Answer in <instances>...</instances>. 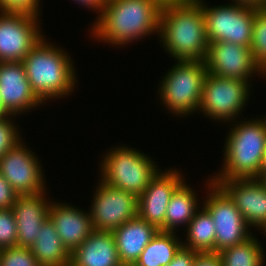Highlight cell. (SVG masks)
<instances>
[{
	"label": "cell",
	"instance_id": "obj_1",
	"mask_svg": "<svg viewBox=\"0 0 266 266\" xmlns=\"http://www.w3.org/2000/svg\"><path fill=\"white\" fill-rule=\"evenodd\" d=\"M161 7L158 0H106L92 26V37L125 46L151 33L159 34Z\"/></svg>",
	"mask_w": 266,
	"mask_h": 266
},
{
	"label": "cell",
	"instance_id": "obj_2",
	"mask_svg": "<svg viewBox=\"0 0 266 266\" xmlns=\"http://www.w3.org/2000/svg\"><path fill=\"white\" fill-rule=\"evenodd\" d=\"M158 35L162 47L175 60L205 61L209 41L198 1L163 4Z\"/></svg>",
	"mask_w": 266,
	"mask_h": 266
},
{
	"label": "cell",
	"instance_id": "obj_3",
	"mask_svg": "<svg viewBox=\"0 0 266 266\" xmlns=\"http://www.w3.org/2000/svg\"><path fill=\"white\" fill-rule=\"evenodd\" d=\"M57 47L43 36L22 61L31 89L43 103L66 97L76 87L70 54Z\"/></svg>",
	"mask_w": 266,
	"mask_h": 266
},
{
	"label": "cell",
	"instance_id": "obj_4",
	"mask_svg": "<svg viewBox=\"0 0 266 266\" xmlns=\"http://www.w3.org/2000/svg\"><path fill=\"white\" fill-rule=\"evenodd\" d=\"M258 119L233 124L224 145L223 167L212 179H259L266 152V117Z\"/></svg>",
	"mask_w": 266,
	"mask_h": 266
},
{
	"label": "cell",
	"instance_id": "obj_5",
	"mask_svg": "<svg viewBox=\"0 0 266 266\" xmlns=\"http://www.w3.org/2000/svg\"><path fill=\"white\" fill-rule=\"evenodd\" d=\"M101 162V177L105 184L129 192L137 198L161 170L151 158L137 149L116 146Z\"/></svg>",
	"mask_w": 266,
	"mask_h": 266
},
{
	"label": "cell",
	"instance_id": "obj_6",
	"mask_svg": "<svg viewBox=\"0 0 266 266\" xmlns=\"http://www.w3.org/2000/svg\"><path fill=\"white\" fill-rule=\"evenodd\" d=\"M206 75L205 61L177 60L158 88L165 107L180 117L197 112Z\"/></svg>",
	"mask_w": 266,
	"mask_h": 266
},
{
	"label": "cell",
	"instance_id": "obj_7",
	"mask_svg": "<svg viewBox=\"0 0 266 266\" xmlns=\"http://www.w3.org/2000/svg\"><path fill=\"white\" fill-rule=\"evenodd\" d=\"M197 1L203 9L209 44L230 42L250 47L257 7L234 2L208 7L202 0Z\"/></svg>",
	"mask_w": 266,
	"mask_h": 266
},
{
	"label": "cell",
	"instance_id": "obj_8",
	"mask_svg": "<svg viewBox=\"0 0 266 266\" xmlns=\"http://www.w3.org/2000/svg\"><path fill=\"white\" fill-rule=\"evenodd\" d=\"M249 82L207 73L199 111L211 120L231 122L245 108L251 88Z\"/></svg>",
	"mask_w": 266,
	"mask_h": 266
},
{
	"label": "cell",
	"instance_id": "obj_9",
	"mask_svg": "<svg viewBox=\"0 0 266 266\" xmlns=\"http://www.w3.org/2000/svg\"><path fill=\"white\" fill-rule=\"evenodd\" d=\"M207 198L202 204L210 213L215 224V252L241 244L253 233L249 231L244 217L229 195L213 180H208Z\"/></svg>",
	"mask_w": 266,
	"mask_h": 266
},
{
	"label": "cell",
	"instance_id": "obj_10",
	"mask_svg": "<svg viewBox=\"0 0 266 266\" xmlns=\"http://www.w3.org/2000/svg\"><path fill=\"white\" fill-rule=\"evenodd\" d=\"M99 182L89 211L91 223L96 231L112 232L137 216L138 198Z\"/></svg>",
	"mask_w": 266,
	"mask_h": 266
},
{
	"label": "cell",
	"instance_id": "obj_11",
	"mask_svg": "<svg viewBox=\"0 0 266 266\" xmlns=\"http://www.w3.org/2000/svg\"><path fill=\"white\" fill-rule=\"evenodd\" d=\"M39 17L0 12V62H22L44 36Z\"/></svg>",
	"mask_w": 266,
	"mask_h": 266
},
{
	"label": "cell",
	"instance_id": "obj_12",
	"mask_svg": "<svg viewBox=\"0 0 266 266\" xmlns=\"http://www.w3.org/2000/svg\"><path fill=\"white\" fill-rule=\"evenodd\" d=\"M39 161L21 140L0 158V173L18 195L34 194L46 188Z\"/></svg>",
	"mask_w": 266,
	"mask_h": 266
},
{
	"label": "cell",
	"instance_id": "obj_13",
	"mask_svg": "<svg viewBox=\"0 0 266 266\" xmlns=\"http://www.w3.org/2000/svg\"><path fill=\"white\" fill-rule=\"evenodd\" d=\"M207 73L251 82L252 75L265 73L256 64L248 46L230 42H212L205 58ZM249 78V79H248Z\"/></svg>",
	"mask_w": 266,
	"mask_h": 266
},
{
	"label": "cell",
	"instance_id": "obj_14",
	"mask_svg": "<svg viewBox=\"0 0 266 266\" xmlns=\"http://www.w3.org/2000/svg\"><path fill=\"white\" fill-rule=\"evenodd\" d=\"M232 199L249 228H266V186L258 178L212 179Z\"/></svg>",
	"mask_w": 266,
	"mask_h": 266
},
{
	"label": "cell",
	"instance_id": "obj_15",
	"mask_svg": "<svg viewBox=\"0 0 266 266\" xmlns=\"http://www.w3.org/2000/svg\"><path fill=\"white\" fill-rule=\"evenodd\" d=\"M180 171L160 170L138 197L137 216L160 229L172 194L185 181Z\"/></svg>",
	"mask_w": 266,
	"mask_h": 266
},
{
	"label": "cell",
	"instance_id": "obj_16",
	"mask_svg": "<svg viewBox=\"0 0 266 266\" xmlns=\"http://www.w3.org/2000/svg\"><path fill=\"white\" fill-rule=\"evenodd\" d=\"M0 99L10 115H21L43 104L32 91L22 62H0Z\"/></svg>",
	"mask_w": 266,
	"mask_h": 266
},
{
	"label": "cell",
	"instance_id": "obj_17",
	"mask_svg": "<svg viewBox=\"0 0 266 266\" xmlns=\"http://www.w3.org/2000/svg\"><path fill=\"white\" fill-rule=\"evenodd\" d=\"M45 193L46 190H43L17 196L12 210L17 224L18 247L31 248L37 240L43 222L49 217L51 203L46 200Z\"/></svg>",
	"mask_w": 266,
	"mask_h": 266
},
{
	"label": "cell",
	"instance_id": "obj_18",
	"mask_svg": "<svg viewBox=\"0 0 266 266\" xmlns=\"http://www.w3.org/2000/svg\"><path fill=\"white\" fill-rule=\"evenodd\" d=\"M49 209V217L64 246L72 253L94 231L89 211H84L71 204L54 203Z\"/></svg>",
	"mask_w": 266,
	"mask_h": 266
},
{
	"label": "cell",
	"instance_id": "obj_19",
	"mask_svg": "<svg viewBox=\"0 0 266 266\" xmlns=\"http://www.w3.org/2000/svg\"><path fill=\"white\" fill-rule=\"evenodd\" d=\"M160 230L136 216L112 231L122 264H134Z\"/></svg>",
	"mask_w": 266,
	"mask_h": 266
},
{
	"label": "cell",
	"instance_id": "obj_20",
	"mask_svg": "<svg viewBox=\"0 0 266 266\" xmlns=\"http://www.w3.org/2000/svg\"><path fill=\"white\" fill-rule=\"evenodd\" d=\"M70 266H122L112 232L94 230L71 253Z\"/></svg>",
	"mask_w": 266,
	"mask_h": 266
},
{
	"label": "cell",
	"instance_id": "obj_21",
	"mask_svg": "<svg viewBox=\"0 0 266 266\" xmlns=\"http://www.w3.org/2000/svg\"><path fill=\"white\" fill-rule=\"evenodd\" d=\"M30 249L41 266H70L71 253L64 246L50 217L43 222Z\"/></svg>",
	"mask_w": 266,
	"mask_h": 266
},
{
	"label": "cell",
	"instance_id": "obj_22",
	"mask_svg": "<svg viewBox=\"0 0 266 266\" xmlns=\"http://www.w3.org/2000/svg\"><path fill=\"white\" fill-rule=\"evenodd\" d=\"M194 190L183 182L172 194L167 206L164 225L159 229L162 232L175 233L176 227L181 224L187 227L199 210L197 196Z\"/></svg>",
	"mask_w": 266,
	"mask_h": 266
},
{
	"label": "cell",
	"instance_id": "obj_23",
	"mask_svg": "<svg viewBox=\"0 0 266 266\" xmlns=\"http://www.w3.org/2000/svg\"><path fill=\"white\" fill-rule=\"evenodd\" d=\"M176 232L159 231L146 245L136 262V266H167L182 247Z\"/></svg>",
	"mask_w": 266,
	"mask_h": 266
},
{
	"label": "cell",
	"instance_id": "obj_24",
	"mask_svg": "<svg viewBox=\"0 0 266 266\" xmlns=\"http://www.w3.org/2000/svg\"><path fill=\"white\" fill-rule=\"evenodd\" d=\"M215 227L208 210L201 207L187 225V238L186 242L182 241V247L198 253L215 252Z\"/></svg>",
	"mask_w": 266,
	"mask_h": 266
},
{
	"label": "cell",
	"instance_id": "obj_25",
	"mask_svg": "<svg viewBox=\"0 0 266 266\" xmlns=\"http://www.w3.org/2000/svg\"><path fill=\"white\" fill-rule=\"evenodd\" d=\"M262 244L253 235L241 244L219 252L222 266H263L265 253Z\"/></svg>",
	"mask_w": 266,
	"mask_h": 266
},
{
	"label": "cell",
	"instance_id": "obj_26",
	"mask_svg": "<svg viewBox=\"0 0 266 266\" xmlns=\"http://www.w3.org/2000/svg\"><path fill=\"white\" fill-rule=\"evenodd\" d=\"M250 49L254 61L266 72V7L258 8L253 21L252 42Z\"/></svg>",
	"mask_w": 266,
	"mask_h": 266
},
{
	"label": "cell",
	"instance_id": "obj_27",
	"mask_svg": "<svg viewBox=\"0 0 266 266\" xmlns=\"http://www.w3.org/2000/svg\"><path fill=\"white\" fill-rule=\"evenodd\" d=\"M0 266H41L30 248L10 247L0 249Z\"/></svg>",
	"mask_w": 266,
	"mask_h": 266
},
{
	"label": "cell",
	"instance_id": "obj_28",
	"mask_svg": "<svg viewBox=\"0 0 266 266\" xmlns=\"http://www.w3.org/2000/svg\"><path fill=\"white\" fill-rule=\"evenodd\" d=\"M17 246V224L14 212L0 209V249Z\"/></svg>",
	"mask_w": 266,
	"mask_h": 266
},
{
	"label": "cell",
	"instance_id": "obj_29",
	"mask_svg": "<svg viewBox=\"0 0 266 266\" xmlns=\"http://www.w3.org/2000/svg\"><path fill=\"white\" fill-rule=\"evenodd\" d=\"M16 115H10L0 118V158H2L9 149L14 147L21 140L19 129L11 120Z\"/></svg>",
	"mask_w": 266,
	"mask_h": 266
},
{
	"label": "cell",
	"instance_id": "obj_30",
	"mask_svg": "<svg viewBox=\"0 0 266 266\" xmlns=\"http://www.w3.org/2000/svg\"><path fill=\"white\" fill-rule=\"evenodd\" d=\"M41 0H0V12L39 16Z\"/></svg>",
	"mask_w": 266,
	"mask_h": 266
},
{
	"label": "cell",
	"instance_id": "obj_31",
	"mask_svg": "<svg viewBox=\"0 0 266 266\" xmlns=\"http://www.w3.org/2000/svg\"><path fill=\"white\" fill-rule=\"evenodd\" d=\"M18 194L0 173V209H10L15 204Z\"/></svg>",
	"mask_w": 266,
	"mask_h": 266
},
{
	"label": "cell",
	"instance_id": "obj_32",
	"mask_svg": "<svg viewBox=\"0 0 266 266\" xmlns=\"http://www.w3.org/2000/svg\"><path fill=\"white\" fill-rule=\"evenodd\" d=\"M198 252L181 247L167 266H192Z\"/></svg>",
	"mask_w": 266,
	"mask_h": 266
},
{
	"label": "cell",
	"instance_id": "obj_33",
	"mask_svg": "<svg viewBox=\"0 0 266 266\" xmlns=\"http://www.w3.org/2000/svg\"><path fill=\"white\" fill-rule=\"evenodd\" d=\"M192 266H222L220 254L217 252L197 253Z\"/></svg>",
	"mask_w": 266,
	"mask_h": 266
},
{
	"label": "cell",
	"instance_id": "obj_34",
	"mask_svg": "<svg viewBox=\"0 0 266 266\" xmlns=\"http://www.w3.org/2000/svg\"><path fill=\"white\" fill-rule=\"evenodd\" d=\"M78 4L80 3L81 6L87 7L88 9H93L98 13V16L101 15L102 9L104 8L106 0H73Z\"/></svg>",
	"mask_w": 266,
	"mask_h": 266
},
{
	"label": "cell",
	"instance_id": "obj_35",
	"mask_svg": "<svg viewBox=\"0 0 266 266\" xmlns=\"http://www.w3.org/2000/svg\"><path fill=\"white\" fill-rule=\"evenodd\" d=\"M234 3L254 6L257 8L266 7V0H232Z\"/></svg>",
	"mask_w": 266,
	"mask_h": 266
},
{
	"label": "cell",
	"instance_id": "obj_36",
	"mask_svg": "<svg viewBox=\"0 0 266 266\" xmlns=\"http://www.w3.org/2000/svg\"><path fill=\"white\" fill-rule=\"evenodd\" d=\"M266 175V152L263 157L261 169L259 171V179H262Z\"/></svg>",
	"mask_w": 266,
	"mask_h": 266
},
{
	"label": "cell",
	"instance_id": "obj_37",
	"mask_svg": "<svg viewBox=\"0 0 266 266\" xmlns=\"http://www.w3.org/2000/svg\"><path fill=\"white\" fill-rule=\"evenodd\" d=\"M162 5L168 3H189L197 0H158Z\"/></svg>",
	"mask_w": 266,
	"mask_h": 266
},
{
	"label": "cell",
	"instance_id": "obj_38",
	"mask_svg": "<svg viewBox=\"0 0 266 266\" xmlns=\"http://www.w3.org/2000/svg\"><path fill=\"white\" fill-rule=\"evenodd\" d=\"M10 116V114L4 109L1 99H0V118Z\"/></svg>",
	"mask_w": 266,
	"mask_h": 266
},
{
	"label": "cell",
	"instance_id": "obj_39",
	"mask_svg": "<svg viewBox=\"0 0 266 266\" xmlns=\"http://www.w3.org/2000/svg\"><path fill=\"white\" fill-rule=\"evenodd\" d=\"M261 180L264 182V184L266 186V175Z\"/></svg>",
	"mask_w": 266,
	"mask_h": 266
},
{
	"label": "cell",
	"instance_id": "obj_40",
	"mask_svg": "<svg viewBox=\"0 0 266 266\" xmlns=\"http://www.w3.org/2000/svg\"><path fill=\"white\" fill-rule=\"evenodd\" d=\"M122 266H136L135 264H122Z\"/></svg>",
	"mask_w": 266,
	"mask_h": 266
}]
</instances>
